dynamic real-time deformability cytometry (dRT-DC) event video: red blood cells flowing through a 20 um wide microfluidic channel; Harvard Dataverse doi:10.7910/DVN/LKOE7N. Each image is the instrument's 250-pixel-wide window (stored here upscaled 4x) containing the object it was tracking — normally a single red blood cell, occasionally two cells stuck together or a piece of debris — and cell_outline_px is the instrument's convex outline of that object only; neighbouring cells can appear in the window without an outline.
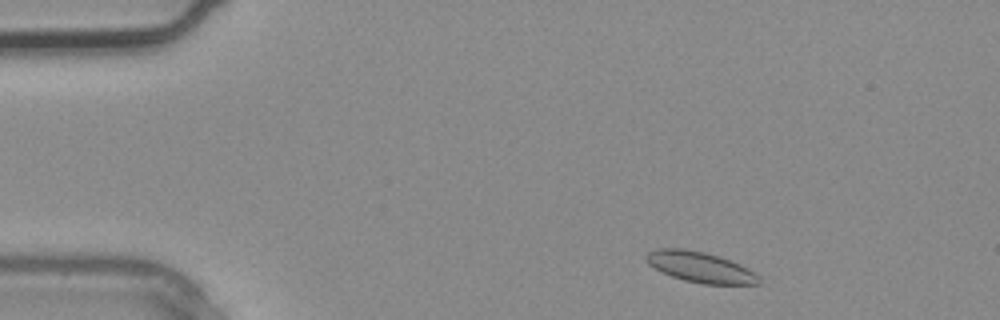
{"species": "common noctule bat (a hibernating species)", "species_latin": "Nyctalus noctula", "temperature_condition": "warm", "stored_images_in_passage": 2, "camera_frame_rate_fps": 3000, "um_per_image_px": 0.085, "animal": {"sex": "male", "body_mass_g": 20.4}, "frame": {"image": 1, "passage_image": 1, "time_ms": 0.0, "image_size_px": [1000, 320], "cell_outline_px": [[760, 284], [704, 284], [684, 280], [672, 276], [648, 264], [644, 260], [644, 256], [648, 252], [656, 248], [684, 248], [704, 252], [720, 256], [740, 264], [756, 272], [760, 276]], "centroid_in_image_um": [59.53, 22.69], "position_along_channel_um": 25.5, "area_um2": 20.23}}